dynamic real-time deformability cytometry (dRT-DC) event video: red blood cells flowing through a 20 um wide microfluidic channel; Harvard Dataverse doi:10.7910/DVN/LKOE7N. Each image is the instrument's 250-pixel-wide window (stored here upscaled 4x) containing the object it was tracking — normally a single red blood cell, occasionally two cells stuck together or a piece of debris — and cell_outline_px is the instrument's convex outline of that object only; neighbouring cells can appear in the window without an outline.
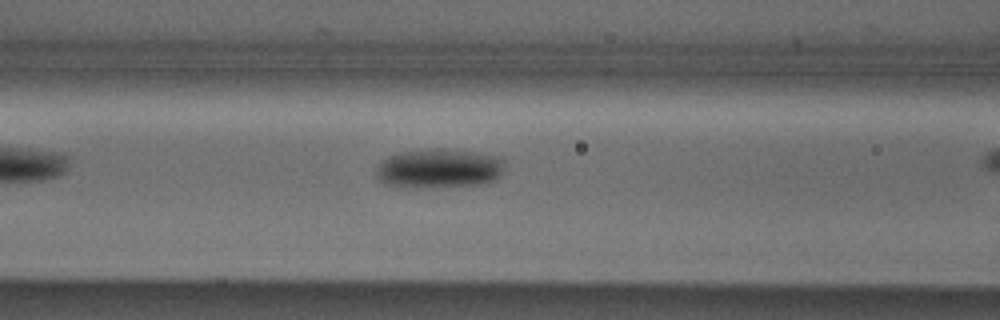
{"species": "Egyptian fruit bat (a non-hibernating species)", "species_latin": "Rousettus aegyptiacus", "temperature_condition": "cold", "stored_images_in_passage": 21, "camera_frame_rate_fps": 3000, "um_per_image_px": 0.085, "animal": {"sex": "male"}, "frame": {"image": 1, "passage_image": 7, "time_ms": 2.0, "image_size_px": [1000, 320], "cell_outline_px": [[504, 172], [496, 180], [484, 184], [416, 188], [388, 184], [380, 180], [376, 176], [376, 172], [380, 164], [388, 156], [396, 152], [432, 148], [444, 148], [500, 156], [504, 160]], "centroid_in_image_um": [37.37, 14.31], "position_along_channel_um": 129.2, "area_um2": 29.71}}
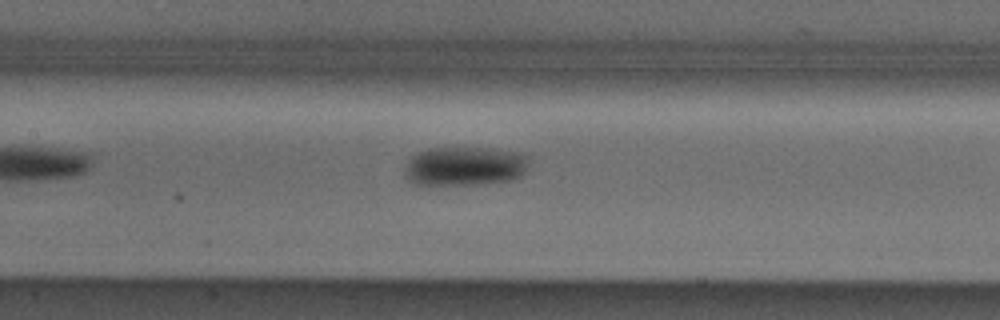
{"frame": {"image": 2, "passage_image": 10, "time_ms": 3.0, "image_size_px": [1000, 320], "cell_outline_px": [[528, 160], [524, 172], [520, 176], [512, 180], [472, 184], [416, 184], [404, 176], [404, 168], [408, 160], [412, 156], [428, 148], [492, 148], [520, 152], [528, 156]], "centroid_in_image_um": [39.5, 14.11], "position_along_channel_um": 167.9, "area_um2": 28.21}}